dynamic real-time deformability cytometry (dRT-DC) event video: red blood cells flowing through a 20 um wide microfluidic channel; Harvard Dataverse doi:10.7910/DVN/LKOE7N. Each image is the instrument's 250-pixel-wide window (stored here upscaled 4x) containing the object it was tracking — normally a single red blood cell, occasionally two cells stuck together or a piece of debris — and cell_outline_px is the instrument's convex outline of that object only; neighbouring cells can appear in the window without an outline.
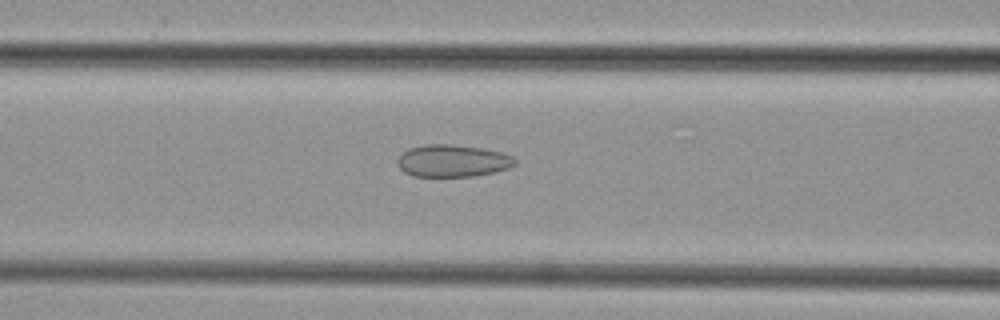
{"species": "common noctule bat (a hibernating species)", "species_latin": "Nyctalus noctula", "temperature_condition": "cold", "stored_images_in_passage": 48, "camera_frame_rate_fps": 3000, "um_per_image_px": 0.085, "animal": {"sex": "female", "body_mass_g": 29.2, "forearm_length_mm": 56.3}, "frame": {"image": 1, "passage_image": 20, "time_ms": 6.333, "image_size_px": [1000, 320], "cell_outline_px": [[516, 164], [508, 168], [492, 172], [472, 176], [412, 176], [404, 172], [396, 164], [396, 160], [408, 148], [428, 144], [448, 144], [484, 148], [500, 152], [512, 156], [516, 160]], "centroid_in_image_um": [38.44, 13.66], "position_along_channel_um": 128.2, "area_um2": 21.96}}
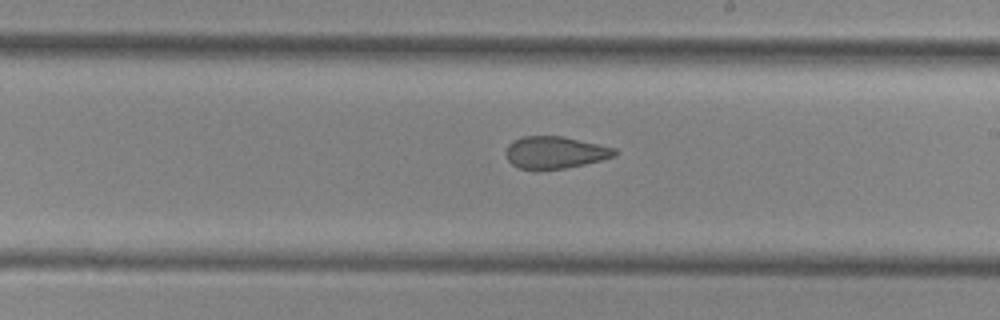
{"frame": {"image": 2, "passage_image": 28, "time_ms": 9.0, "image_size_px": [1000, 320], "cell_outline_px": [[616, 156], [584, 164], [564, 168], [536, 172], [520, 168], [512, 164], [508, 160], [504, 152], [508, 144], [512, 140], [524, 136], [564, 136], [616, 148]], "centroid_in_image_um": [47.13, 12.97], "position_along_channel_um": 241.9, "area_um2": 20.81}}
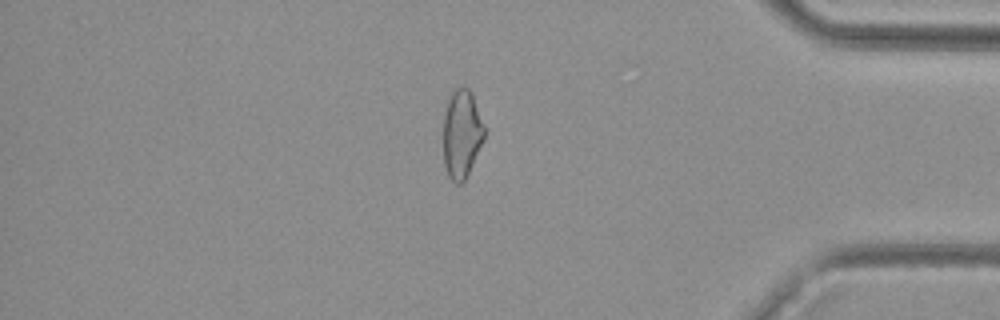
{"frame": {"image": 3, "passage_image": 41, "time_ms": 13.333, "image_size_px": [1000, 320], "cell_outline_px": [[484, 140], [464, 180], [460, 184], [456, 184], [448, 176], [444, 164], [444, 116], [448, 96], [460, 84], [464, 84], [472, 92], [484, 128]], "centroid_in_image_um": [39.23, 11.33], "position_along_channel_um": 396.0, "area_um2": 21.1}}